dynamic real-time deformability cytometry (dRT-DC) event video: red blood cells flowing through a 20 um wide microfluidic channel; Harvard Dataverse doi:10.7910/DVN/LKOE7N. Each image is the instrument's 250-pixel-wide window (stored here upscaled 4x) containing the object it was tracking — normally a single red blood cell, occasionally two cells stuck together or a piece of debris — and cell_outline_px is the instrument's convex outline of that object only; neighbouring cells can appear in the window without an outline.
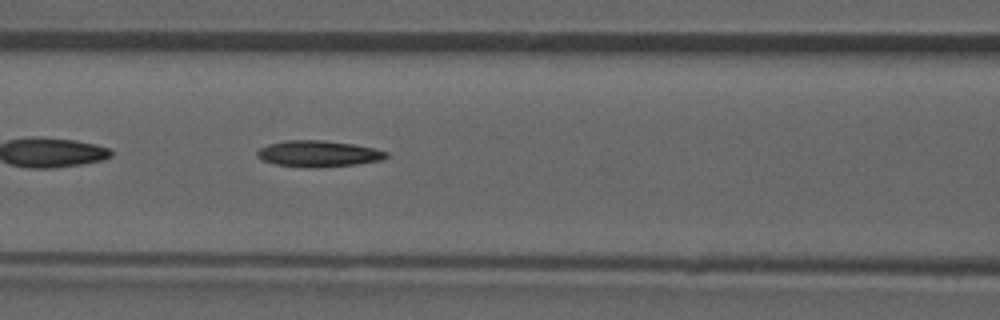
{"species": "common noctule bat (a hibernating species)", "species_latin": "Nyctalus noctula", "temperature_condition": "room temperature", "stored_images_in_passage": 52, "camera_frame_rate_fps": 3000, "um_per_image_px": 0.085, "animal": {"sex": "male", "forearm_length_mm": 52.5}, "frame": {"image": 1, "passage_image": 22, "time_ms": 7.0, "image_size_px": [1000, 320], "cell_outline_px": [[388, 156], [380, 160], [356, 164], [316, 168], [308, 168], [276, 164], [264, 160], [256, 156], [256, 152], [260, 148], [268, 144], [284, 140], [324, 140], [352, 144], [376, 148], [388, 152]], "centroid_in_image_um": [27.06, 13.06], "position_along_channel_um": 139.5, "area_um2": 19.77}}
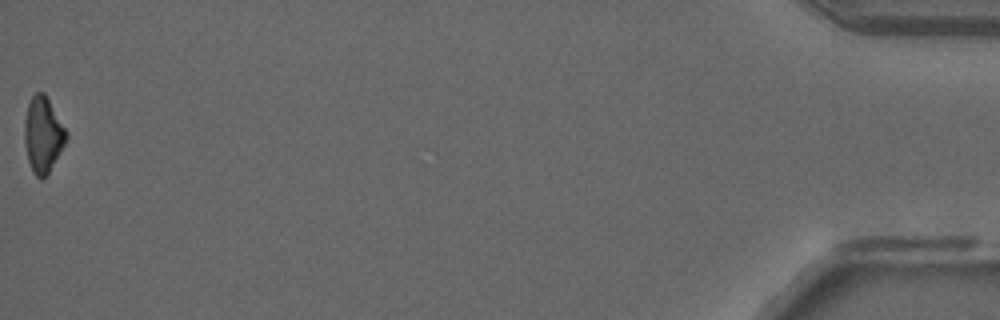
{"frame": {"image": 2, "passage_image": 52, "time_ms": 17.0, "image_size_px": [1000, 320], "cell_outline_px": [[68, 136], [64, 144], [48, 172], [40, 180], [32, 172], [28, 160], [24, 140], [24, 120], [28, 104], [32, 96], [36, 92], [44, 92], [68, 132]], "centroid_in_image_um": [3.64, 11.42], "position_along_channel_um": 431.6, "area_um2": 18.21}}